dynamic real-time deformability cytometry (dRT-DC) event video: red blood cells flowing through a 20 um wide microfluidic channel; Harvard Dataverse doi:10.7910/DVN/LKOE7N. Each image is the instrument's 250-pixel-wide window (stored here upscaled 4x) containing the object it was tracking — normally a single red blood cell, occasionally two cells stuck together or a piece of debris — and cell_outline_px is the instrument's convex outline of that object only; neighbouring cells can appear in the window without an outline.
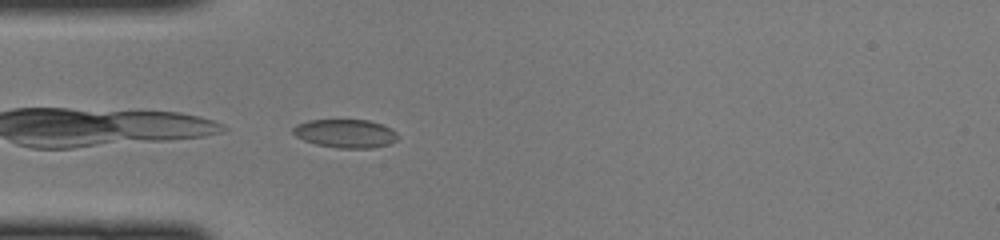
{"species": "common noctule bat (a hibernating species)", "species_latin": "Nyctalus noctula", "temperature_condition": "cold", "stored_images_in_passage": 29, "camera_frame_rate_fps": 3000, "um_per_image_px": 0.085, "animal": {"sex": "female", "body_mass_g": 22.0, "forearm_length_mm": 56.7}, "frame": {"image": 1, "passage_image": 1, "time_ms": 0.0, "image_size_px": [1000, 240], "cell_outline_px": [[400, 136], [396, 140], [388, 144], [372, 148], [340, 148], [316, 144], [304, 140], [296, 136], [292, 132], [292, 128], [296, 124], [308, 120], [368, 120], [384, 124], [392, 128]], "centroid_in_image_um": [29.38, 11.34], "position_along_channel_um": 55.6, "area_um2": 17.51}}
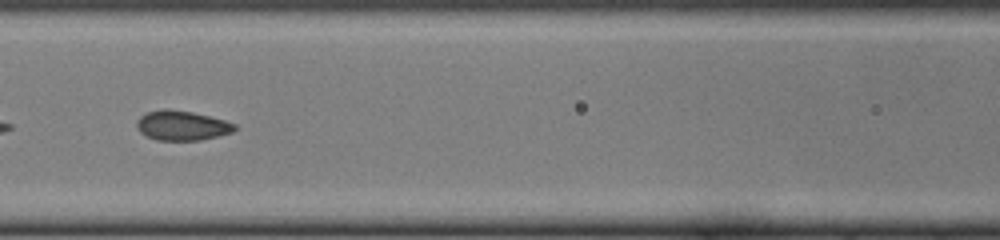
{"frame": {"image": 2, "passage_image": 8, "time_ms": 2.333, "image_size_px": [1000, 240], "cell_outline_px": [[236, 128], [232, 132], [200, 140], [156, 140], [140, 132], [136, 124], [136, 120], [140, 116], [148, 112], [164, 108], [168, 108], [192, 112], [224, 120], [236, 124]], "centroid_in_image_um": [15.44, 10.66], "position_along_channel_um": 151.2, "area_um2": 16.82}}
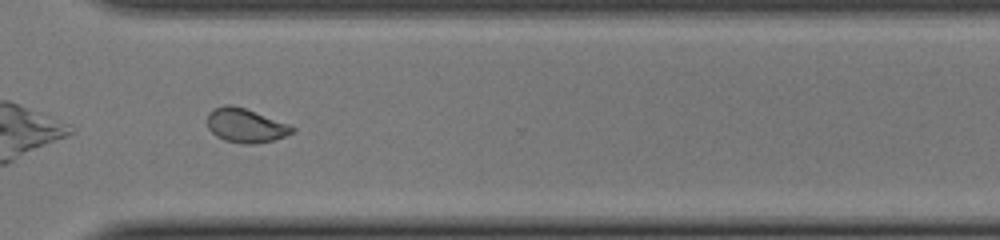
{"frame": {"image": 3, "passage_image": 22, "time_ms": 7.0, "image_size_px": [1000, 240], "cell_outline_px": [[296, 132], [272, 140], [256, 144], [244, 144], [224, 140], [216, 136], [208, 128], [208, 112], [212, 108], [224, 104], [232, 104], [292, 124], [296, 128]], "centroid_in_image_um": [20.9, 10.65], "position_along_channel_um": 349.7, "area_um2": 17.17}}